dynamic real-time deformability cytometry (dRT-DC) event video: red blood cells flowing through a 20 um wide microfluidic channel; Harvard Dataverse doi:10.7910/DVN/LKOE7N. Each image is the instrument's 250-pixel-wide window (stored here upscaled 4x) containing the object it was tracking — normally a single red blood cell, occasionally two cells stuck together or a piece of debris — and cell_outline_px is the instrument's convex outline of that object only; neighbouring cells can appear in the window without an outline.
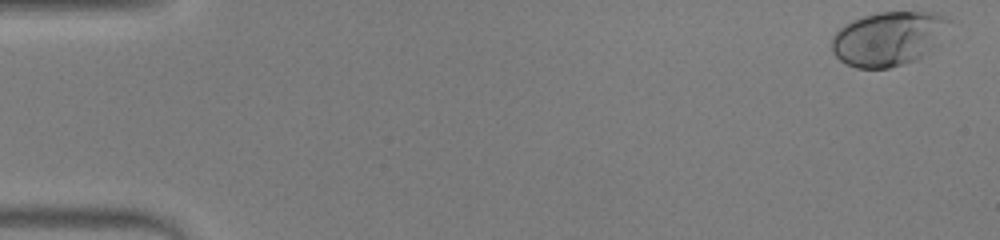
{"species": "human", "species_latin": "Homo sapiens", "temperature_condition": "warm", "stored_images_in_passage": 48, "camera_frame_rate_fps": 3000, "um_per_image_px": 0.085, "donor": {"sex": "male"}, "frame": {"image": 1, "passage_image": 1, "time_ms": 0.0, "image_size_px": [1000, 240], "cell_outline_px": [[952, 20], [940, 44], [916, 60], [888, 68], [856, 68], [840, 60], [832, 52], [832, 36], [844, 24], [852, 20], [876, 12], [936, 12]], "centroid_in_image_um": [75.55, 3.27], "position_along_channel_um": 9.5, "area_um2": 37.4}}
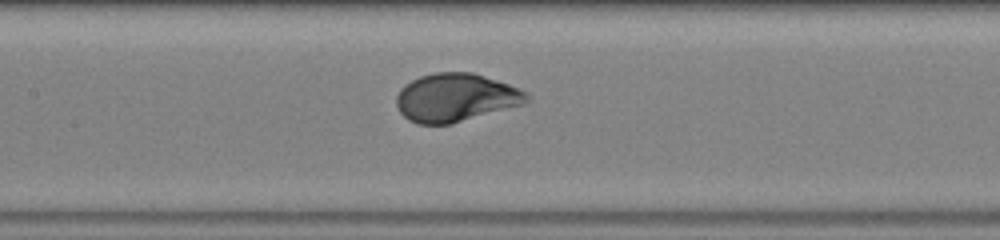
{"frame": {"image": 2, "passage_image": 23, "time_ms": 7.333, "image_size_px": [1000, 240], "cell_outline_px": [[532, 100], [524, 104], [452, 124], [416, 124], [408, 120], [400, 112], [396, 104], [396, 96], [400, 88], [404, 84], [420, 76], [436, 72], [472, 72], [520, 88], [528, 92], [532, 96]], "centroid_in_image_um": [38.76, 8.3], "position_along_channel_um": 168.6, "area_um2": 36.99}}
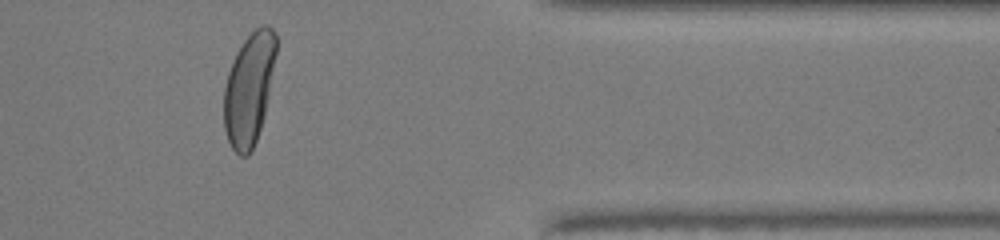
{"frame": {"image": 3, "passage_image": 40, "time_ms": 13.0, "image_size_px": [1000, 240], "cell_outline_px": [[276, 52], [264, 116], [256, 140], [248, 156], [240, 156], [232, 148], [228, 140], [224, 128], [224, 88], [228, 72], [236, 52], [244, 40], [260, 24], [268, 24], [276, 32]], "centroid_in_image_um": [21.16, 7.53], "position_along_channel_um": 390.2, "area_um2": 33.81}, "authors_computed_cell_mechanics": {"area_um2": 36.414, "velocity_mm_per_s": 4.2548, "shape_relaxation_time_tau1_ms": 2.745, "shape_relaxation_time_tau2_ms": null, "deformation_change_tau1": 0.182, "deformation_change_tau2": null}}